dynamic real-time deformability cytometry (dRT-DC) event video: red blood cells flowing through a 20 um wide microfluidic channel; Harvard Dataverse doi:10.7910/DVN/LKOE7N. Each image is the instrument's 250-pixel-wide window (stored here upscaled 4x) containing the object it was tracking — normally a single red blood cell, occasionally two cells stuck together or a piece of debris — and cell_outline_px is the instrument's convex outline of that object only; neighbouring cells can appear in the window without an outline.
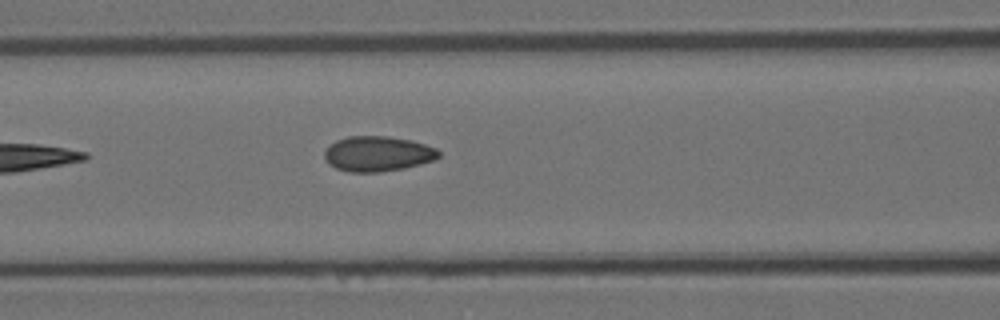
{"species": "Egyptian fruit bat (a non-hibernating species)", "species_latin": "Rousettus aegyptiacus", "temperature_condition": "room temperature", "stored_images_in_passage": 7, "camera_frame_rate_fps": 3000, "um_per_image_px": 0.085, "animal": {"sex": "female"}, "frame": {"image": 1, "passage_image": 7, "time_ms": 2.0, "image_size_px": [1000, 320], "cell_outline_px": [[440, 156], [432, 160], [420, 164], [404, 168], [380, 172], [348, 172], [336, 168], [328, 164], [324, 156], [324, 152], [336, 140], [348, 136], [388, 136], [412, 140], [436, 148], [440, 152]], "centroid_in_image_um": [32.1, 13.07], "position_along_channel_um": 134.5, "area_um2": 23.41}}